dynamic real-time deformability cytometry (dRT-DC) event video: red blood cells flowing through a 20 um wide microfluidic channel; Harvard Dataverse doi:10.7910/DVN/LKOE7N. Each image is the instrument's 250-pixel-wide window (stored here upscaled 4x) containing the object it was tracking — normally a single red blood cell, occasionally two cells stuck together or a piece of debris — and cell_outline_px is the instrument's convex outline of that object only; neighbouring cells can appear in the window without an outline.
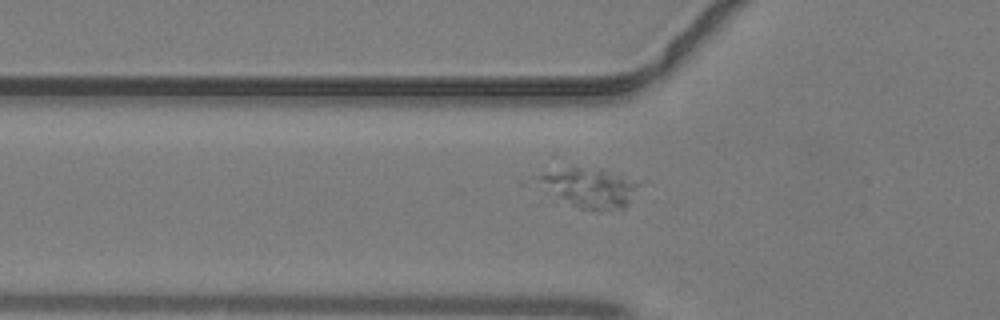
{"species": "common noctule bat (a hibernating species)", "species_latin": "Nyctalus noctula", "temperature_condition": "warm", "stored_images_in_passage": 28, "camera_frame_rate_fps": 3000, "um_per_image_px": 0.085, "animal": {"sex": "male", "body_mass_g": 19.2, "forearm_length_mm": 51.8}, "frame": {"image": 1, "passage_image": 2, "time_ms": 0.333, "image_size_px": [1000, 320], "cell_outline_px": [[636, 184], [628, 204], [624, 208], [576, 208], [520, 184], [520, 180], [544, 172], [572, 168], [600, 168]], "centroid_in_image_um": [49.57, 15.95], "position_along_channel_um": 76.2, "area_um2": 23.93}}
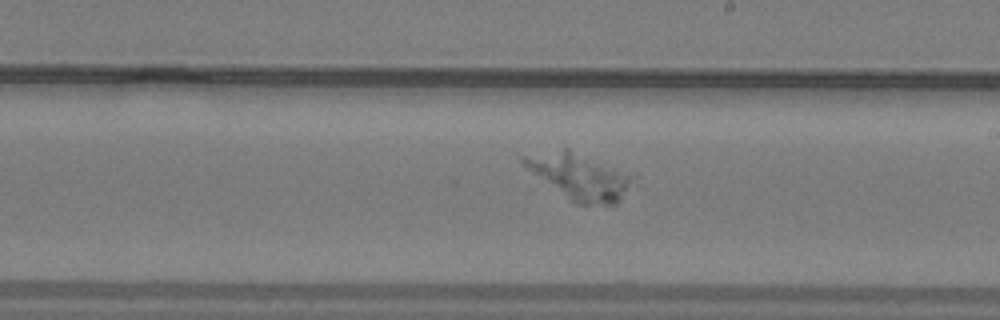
{"frame": {"image": 2, "passage_image": 13, "time_ms": 4.0, "image_size_px": [1000, 320], "cell_outline_px": [[628, 180], [620, 200], [616, 204], [580, 204], [572, 200], [528, 168], [520, 160], [520, 156], [564, 148], [568, 148], [628, 176]], "centroid_in_image_um": [49.13, 14.98], "position_along_channel_um": 239.9, "area_um2": 26.7}}
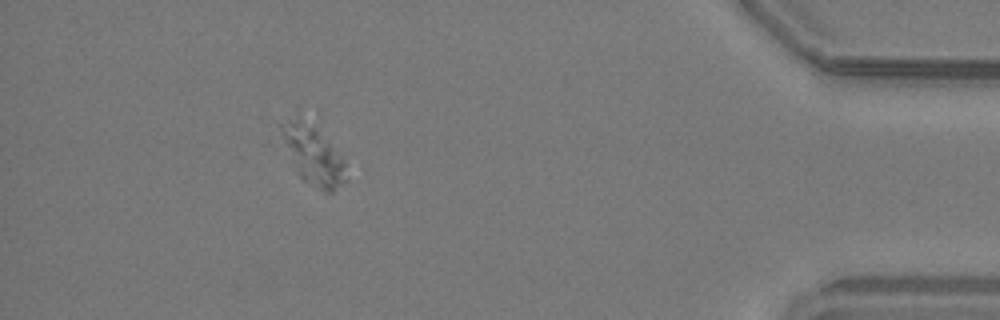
{"frame": {"image": 3, "passage_image": 28, "time_ms": 9.0, "image_size_px": [1000, 320], "cell_outline_px": [[344, 180], [332, 192], [324, 192], [304, 180], [296, 172], [276, 124], [288, 120], [316, 124], [344, 160]], "centroid_in_image_um": [26.58, 13.16], "position_along_channel_um": 408.6, "area_um2": 21.68}}